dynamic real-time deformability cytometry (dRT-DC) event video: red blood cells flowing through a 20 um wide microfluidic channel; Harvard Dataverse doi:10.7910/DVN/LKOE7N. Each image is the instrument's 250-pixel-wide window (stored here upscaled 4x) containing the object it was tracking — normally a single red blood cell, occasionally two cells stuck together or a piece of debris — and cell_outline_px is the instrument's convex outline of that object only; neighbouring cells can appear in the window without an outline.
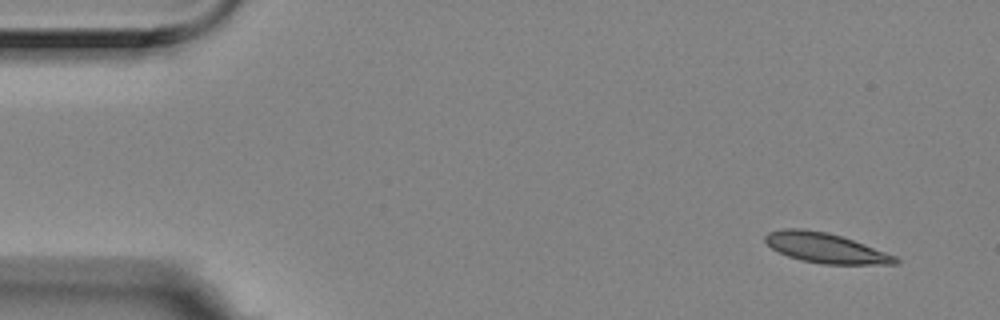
{"species": "Egyptian fruit bat (a non-hibernating species)", "species_latin": "Rousettus aegyptiacus", "temperature_condition": "room temperature", "stored_images_in_passage": 8, "camera_frame_rate_fps": 3000, "um_per_image_px": 0.085, "animal": {"sex": "female"}, "frame": {"image": 1, "passage_image": 1, "time_ms": 0.0, "image_size_px": [1000, 320], "cell_outline_px": [[900, 264], [824, 264], [804, 260], [788, 256], [772, 248], [764, 240], [764, 236], [768, 232], [784, 228], [800, 228], [824, 232], [840, 236], [864, 244], [896, 256], [900, 260]], "centroid_in_image_um": [70.17, 21.07], "position_along_channel_um": 14.8, "area_um2": 22.37}}
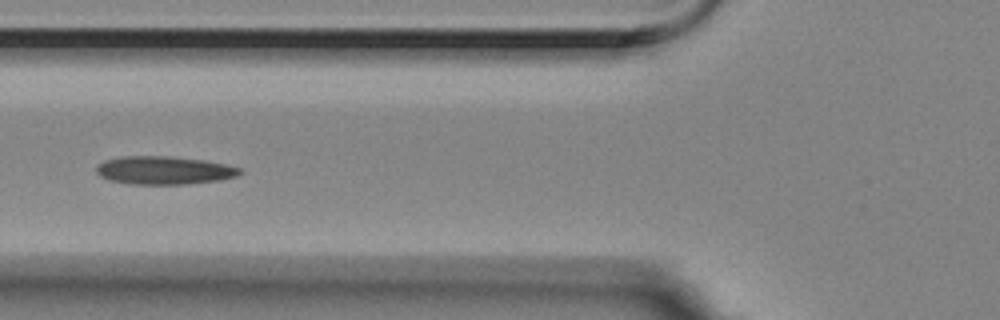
{"frame": {"image": 2, "passage_image": 5, "time_ms": 1.333, "image_size_px": [1000, 320], "cell_outline_px": [[244, 172], [236, 176], [220, 180], [184, 184], [132, 184], [108, 180], [100, 176], [96, 172], [96, 168], [104, 160], [120, 156], [168, 156], [204, 160], [224, 164], [240, 168]], "centroid_in_image_um": [13.93, 14.47], "position_along_channel_um": 111.9, "area_um2": 23.52}}
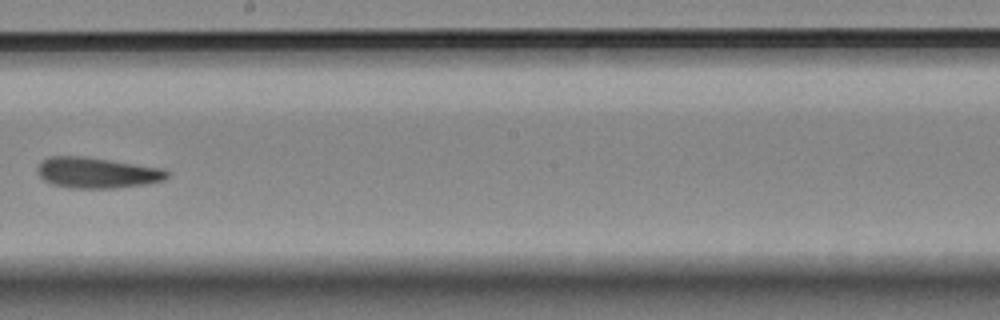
{"frame": {"image": 3, "passage_image": 8, "time_ms": 2.333, "image_size_px": [1000, 320], "cell_outline_px": [[168, 176], [164, 180], [144, 184], [112, 188], [72, 188], [52, 184], [44, 180], [40, 176], [36, 168], [48, 156], [80, 156], [164, 168], [168, 172]], "centroid_in_image_um": [8.23, 14.68], "position_along_channel_um": 240.0, "area_um2": 22.95}}